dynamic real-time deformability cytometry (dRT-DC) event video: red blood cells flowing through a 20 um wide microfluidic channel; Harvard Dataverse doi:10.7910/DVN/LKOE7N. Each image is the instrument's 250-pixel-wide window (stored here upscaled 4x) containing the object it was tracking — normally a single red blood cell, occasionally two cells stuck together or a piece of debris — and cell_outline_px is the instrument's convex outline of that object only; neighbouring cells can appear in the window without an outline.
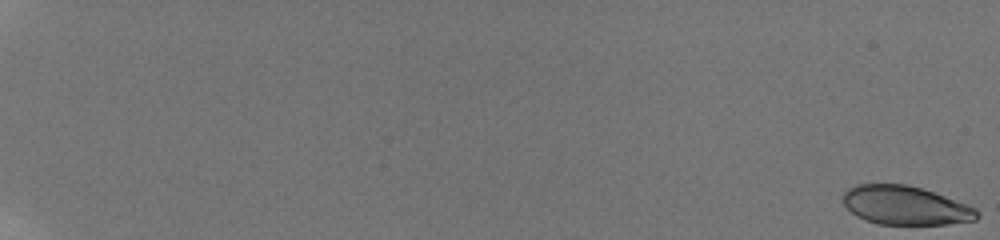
{"species": "human", "species_latin": "Homo sapiens", "temperature_condition": "room temperature", "stored_images_in_passage": 58, "camera_frame_rate_fps": 3000, "um_per_image_px": 0.085, "donor": {"sex": "male"}, "frame": {"image": 1, "passage_image": 1, "time_ms": 0.0, "image_size_px": [1000, 240], "cell_outline_px": [[980, 216], [976, 220], [948, 224], [880, 224], [864, 220], [856, 216], [844, 204], [840, 196], [848, 188], [856, 184], [908, 184], [968, 204], [976, 208], [980, 212]], "centroid_in_image_um": [76.95, 17.46], "position_along_channel_um": 8.1, "area_um2": 30.46}}
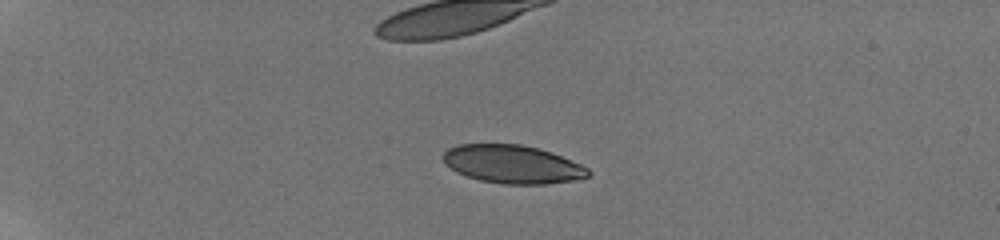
{"frame": {"image": 2, "passage_image": 18, "time_ms": 5.667, "image_size_px": [1000, 240], "cell_outline_px": [[592, 176], [580, 180], [544, 184], [504, 184], [480, 180], [456, 172], [444, 164], [444, 152], [448, 148], [460, 144], [520, 144], [536, 148], [560, 156], [580, 164], [588, 168], [592, 172]], "centroid_in_image_um": [43.59, 13.97], "position_along_channel_um": 41.4, "area_um2": 32.31}}
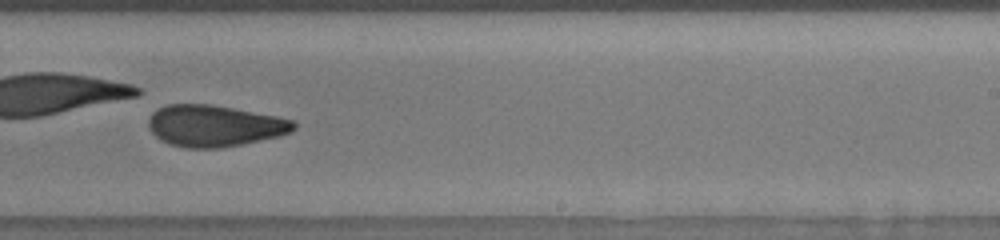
{"frame": {"image": 3, "passage_image": 42, "time_ms": 13.667, "image_size_px": [1000, 240], "cell_outline_px": [[296, 128], [292, 132], [280, 136], [244, 144], [224, 148], [188, 148], [168, 144], [160, 140], [152, 132], [148, 124], [148, 120], [152, 112], [156, 108], [168, 104], [212, 104], [276, 116], [292, 120], [296, 124]], "centroid_in_image_um": [18.22, 10.7], "position_along_channel_um": 270.8, "area_um2": 35.43}, "authors_computed_cell_mechanics": {"area_um2": 34.1309, "velocity_mm_per_s": 3.8141, "shape_relaxation_time_tau1_ms": 6.2684, "shape_relaxation_time_tau2_ms": 3.5034, "deformation_change_tau1": 0.1488, "deformation_change_tau2": 0.092}}